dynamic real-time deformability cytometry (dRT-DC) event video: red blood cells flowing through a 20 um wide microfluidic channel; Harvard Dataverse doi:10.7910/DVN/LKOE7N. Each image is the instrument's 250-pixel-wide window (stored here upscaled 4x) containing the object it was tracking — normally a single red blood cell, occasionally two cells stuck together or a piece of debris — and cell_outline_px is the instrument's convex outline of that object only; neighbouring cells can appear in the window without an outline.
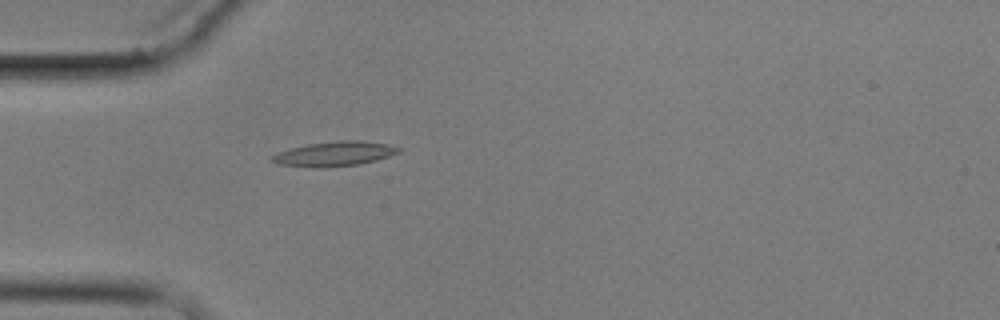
{"species": "common noctule bat (a hibernating species)", "species_latin": "Nyctalus noctula", "temperature_condition": "cold", "stored_images_in_passage": 5, "camera_frame_rate_fps": 3000, "um_per_image_px": 0.085, "animal": {"sex": "male", "body_mass_g": 17.9}, "frame": {"image": 1, "passage_image": 5, "time_ms": 5.333, "image_size_px": [1000, 320], "cell_outline_px": [[400, 152], [376, 160], [360, 164], [324, 168], [316, 168], [280, 164], [272, 160], [272, 156], [280, 152], [292, 148], [308, 144], [336, 140], [360, 140], [388, 144], [400, 148]], "centroid_in_image_um": [28.47, 13.07], "position_along_channel_um": 56.5, "area_um2": 18.03}}